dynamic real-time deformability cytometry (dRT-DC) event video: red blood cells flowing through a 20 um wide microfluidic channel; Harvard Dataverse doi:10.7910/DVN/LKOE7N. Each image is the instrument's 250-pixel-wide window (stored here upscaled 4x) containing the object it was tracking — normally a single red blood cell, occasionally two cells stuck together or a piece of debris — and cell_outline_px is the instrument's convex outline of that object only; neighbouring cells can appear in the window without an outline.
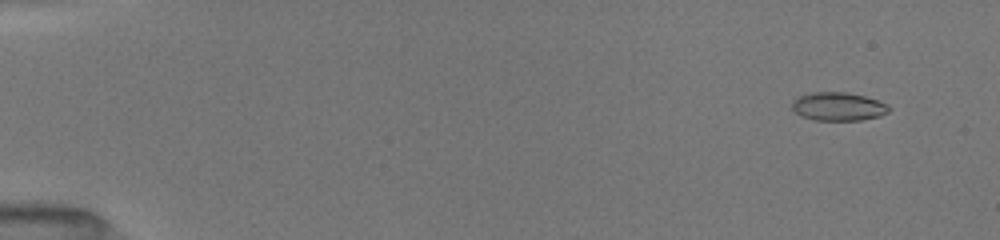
{"species": "common noctule bat (a hibernating species)", "species_latin": "Nyctalus noctula", "temperature_condition": "room temperature", "stored_images_in_passage": 44, "camera_frame_rate_fps": 3000, "um_per_image_px": 0.085, "animal": {"sex": "female", "body_mass_g": 19.5, "forearm_length_mm": 54.1}, "frame": {"image": 1, "passage_image": 4, "time_ms": 1.0, "image_size_px": [1000, 240], "cell_outline_px": [[892, 108], [888, 112], [880, 116], [860, 120], [816, 120], [800, 116], [792, 108], [792, 100], [796, 96], [812, 92], [848, 92], [864, 96], [888, 104]], "centroid_in_image_um": [71.24, 9.04], "position_along_channel_um": 13.8, "area_um2": 16.18}}
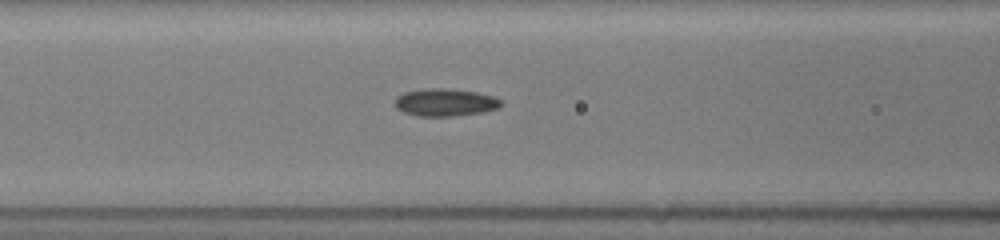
{"frame": {"image": 2, "passage_image": 20, "time_ms": 7.333, "image_size_px": [1000, 240], "cell_outline_px": [[504, 104], [500, 108], [484, 112], [452, 116], [416, 116], [404, 112], [396, 108], [396, 96], [404, 92], [424, 88], [444, 88], [476, 92], [492, 96], [500, 100]], "centroid_in_image_um": [37.85, 8.7], "position_along_channel_um": 128.8, "area_um2": 17.11}}
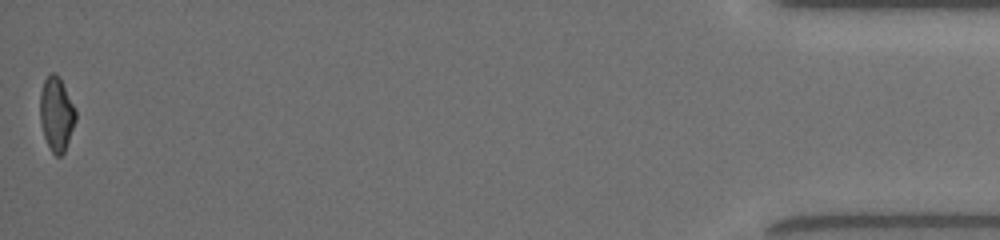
{"frame": {"image": 3, "passage_image": 44, "time_ms": 17.0, "image_size_px": [1000, 240], "cell_outline_px": [[76, 120], [64, 152], [60, 156], [56, 156], [52, 152], [44, 136], [40, 124], [40, 92], [44, 80], [52, 72], [56, 72], [60, 76], [76, 108]], "centroid_in_image_um": [4.81, 9.65], "position_along_channel_um": 430.4, "area_um2": 15.55}, "authors_computed_cell_mechanics": {"area_um2": 16.1262, "velocity_mm_per_s": 4.0049, "shape_relaxation_time_tau1_ms": null, "shape_relaxation_time_tau2_ms": 3.0257, "deformation_change_tau1": null, "deformation_change_tau2": 0.0762}}